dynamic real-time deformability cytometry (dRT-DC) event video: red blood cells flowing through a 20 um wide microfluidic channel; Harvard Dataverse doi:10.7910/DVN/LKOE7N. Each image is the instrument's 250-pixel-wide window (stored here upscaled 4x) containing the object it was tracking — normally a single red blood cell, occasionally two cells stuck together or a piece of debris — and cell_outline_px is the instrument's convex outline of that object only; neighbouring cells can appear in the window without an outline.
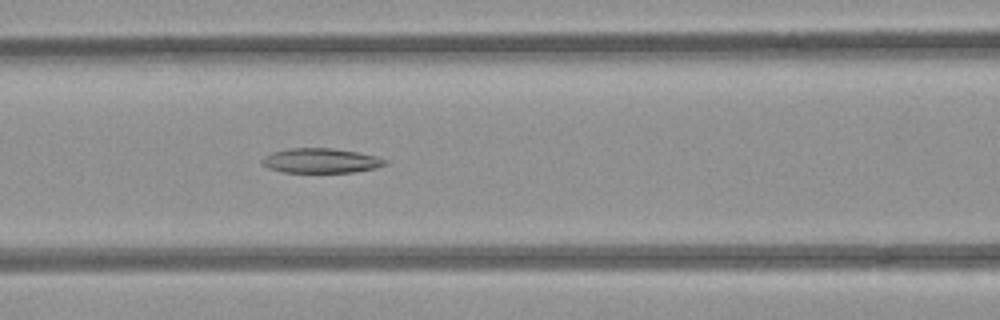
{"species": "common noctule bat (a hibernating species)", "species_latin": "Nyctalus noctula", "temperature_condition": "room temperature", "stored_images_in_passage": 52, "camera_frame_rate_fps": 3000, "um_per_image_px": 0.085, "animal": {"sex": "female", "body_mass_g": 21.9}, "frame": {"image": 1, "passage_image": 22, "time_ms": 7.0, "image_size_px": [1000, 320], "cell_outline_px": [[388, 164], [376, 168], [352, 172], [280, 172], [268, 168], [260, 164], [260, 160], [264, 156], [272, 152], [288, 148], [332, 148], [356, 152], [376, 156], [388, 160]], "centroid_in_image_um": [27.24, 13.66], "position_along_channel_um": 139.4, "area_um2": 17.86}}
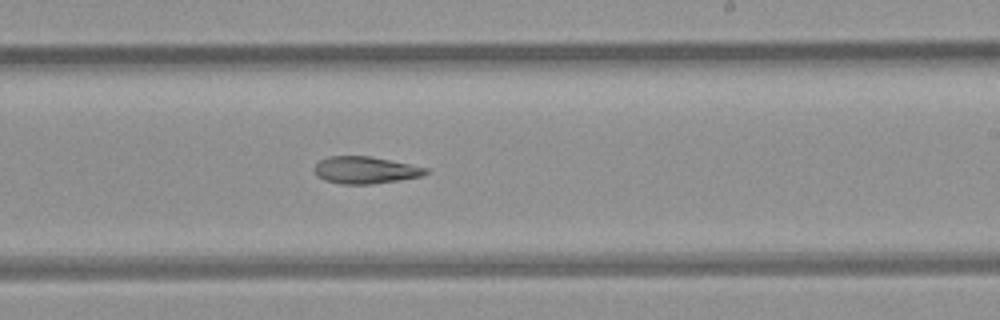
{"frame": {"image": 2, "passage_image": 31, "time_ms": 10.0, "image_size_px": [1000, 320], "cell_outline_px": [[428, 172], [420, 176], [400, 180], [372, 184], [340, 184], [324, 180], [316, 176], [312, 168], [320, 160], [328, 156], [368, 156], [428, 168]], "centroid_in_image_um": [30.98, 14.46], "position_along_channel_um": 258.0, "area_um2": 17.51}}
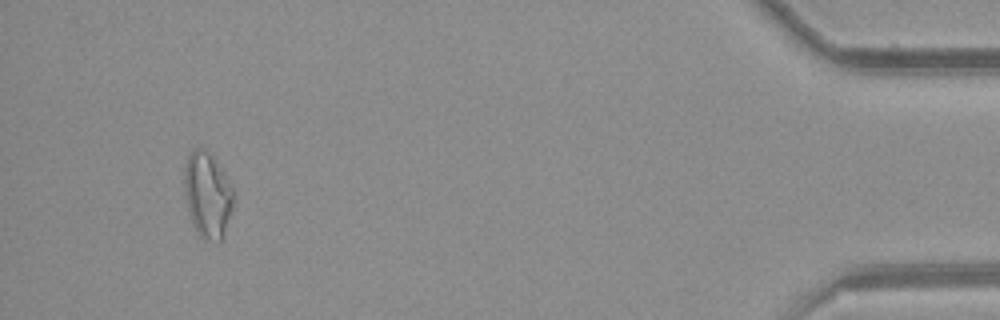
{"frame": {"image": 3, "passage_image": 49, "time_ms": 16.0, "image_size_px": [1000, 320], "cell_outline_px": [[236, 192], [232, 208], [220, 240], [216, 244], [204, 240], [196, 232], [192, 224], [188, 212], [184, 188], [184, 168], [188, 156], [196, 148], [204, 148], [208, 152], [232, 184]], "centroid_in_image_um": [17.63, 16.6], "position_along_channel_um": 417.6, "area_um2": 24.57}, "authors_computed_cell_mechanics": {"area_um2": 20.8947, "velocity_mm_per_s": 3.9594, "shape_relaxation_time_tau1_ms": null, "shape_relaxation_time_tau2_ms": 8.3039, "deformation_change_tau1": null, "deformation_change_tau2": 0.1919}}